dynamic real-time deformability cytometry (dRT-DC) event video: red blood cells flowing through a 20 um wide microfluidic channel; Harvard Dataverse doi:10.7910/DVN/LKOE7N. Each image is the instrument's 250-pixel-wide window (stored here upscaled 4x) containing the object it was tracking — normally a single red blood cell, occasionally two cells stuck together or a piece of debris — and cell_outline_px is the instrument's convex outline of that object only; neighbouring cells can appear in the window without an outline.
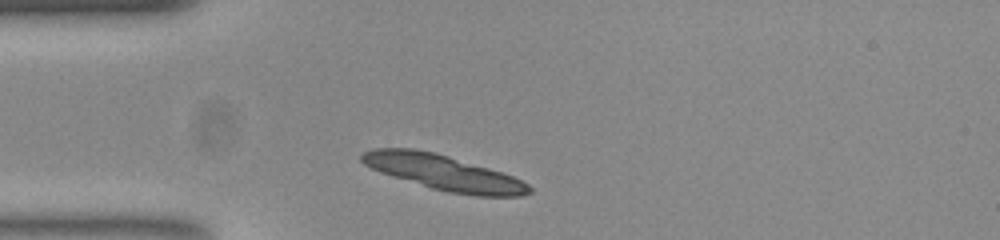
{"species": "common noctule bat (a hibernating species)", "species_latin": "Nyctalus noctula", "temperature_condition": "room temperature", "stored_images_in_passage": 31, "segment_of_instrument_passage": [1, 2], "camera_frame_rate_fps": 3000, "um_per_image_px": 0.085, "animal": {"sex": "female", "body_mass_g": 23.0, "forearm_length_mm": 53.4}, "frame": {"image": 1, "passage_image": 1, "time_ms": 0.0, "image_size_px": [1000, 240], "cell_outline_px": [[532, 192], [520, 196], [476, 196], [448, 192], [432, 188], [392, 176], [380, 172], [364, 164], [360, 160], [360, 156], [364, 152], [376, 148], [412, 148], [432, 152], [448, 156], [500, 172], [512, 176], [528, 184], [532, 188]], "centroid_in_image_um": [37.69, 14.68], "position_along_channel_um": 47.3, "area_um2": 33.81}}